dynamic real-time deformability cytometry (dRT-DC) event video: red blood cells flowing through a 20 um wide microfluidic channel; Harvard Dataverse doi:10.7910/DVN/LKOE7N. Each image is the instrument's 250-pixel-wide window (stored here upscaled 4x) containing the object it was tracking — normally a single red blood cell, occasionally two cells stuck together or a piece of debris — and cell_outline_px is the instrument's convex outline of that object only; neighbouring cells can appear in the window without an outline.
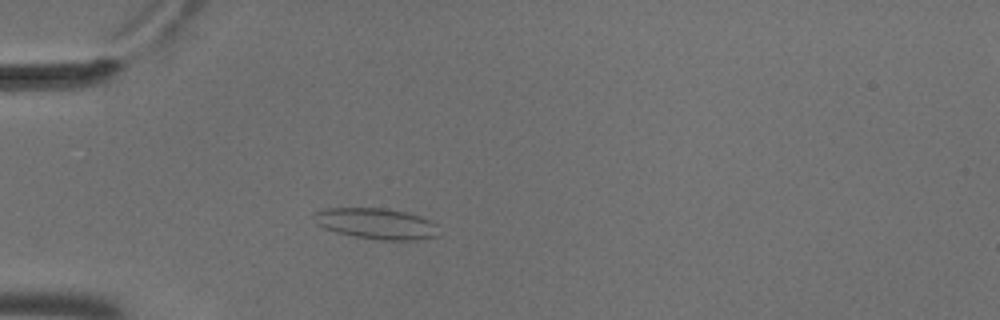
{"species": "common noctule bat (a hibernating species)", "species_latin": "Nyctalus noctula", "temperature_condition": "cold", "stored_images_in_passage": 3, "camera_frame_rate_fps": 3000, "um_per_image_px": 0.085, "animal": {"sex": "male", "body_mass_g": 18.8}, "frame": {"image": 1, "passage_image": 3, "time_ms": 0.667, "image_size_px": [1000, 320], "cell_outline_px": [[440, 236], [416, 240], [380, 240], [352, 236], [336, 232], [324, 228], [316, 224], [312, 216], [312, 212], [324, 208], [388, 208], [420, 216], [432, 220], [436, 224]], "centroid_in_image_um": [31.97, 19.01], "position_along_channel_um": 53.0, "area_um2": 22.89}}